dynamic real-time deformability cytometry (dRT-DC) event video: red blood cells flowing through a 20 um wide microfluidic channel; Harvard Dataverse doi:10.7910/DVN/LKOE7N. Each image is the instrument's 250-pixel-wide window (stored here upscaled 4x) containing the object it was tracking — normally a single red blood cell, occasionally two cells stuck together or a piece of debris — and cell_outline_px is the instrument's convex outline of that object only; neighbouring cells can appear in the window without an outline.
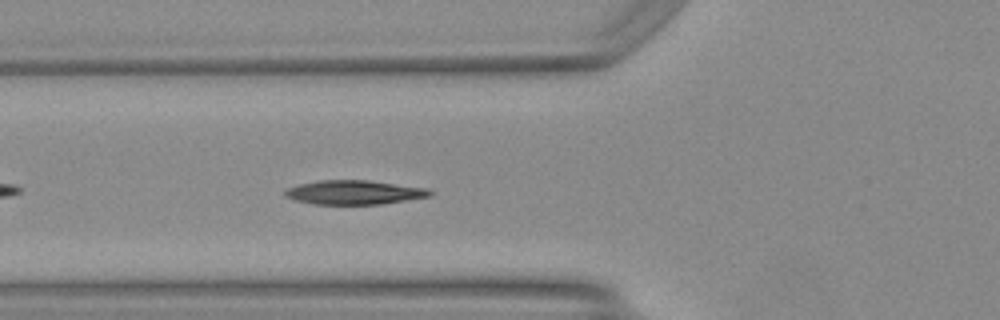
{"species": "Egyptian fruit bat (a non-hibernating species)", "species_latin": "Rousettus aegyptiacus", "temperature_condition": "warm", "stored_images_in_passage": 37, "camera_frame_rate_fps": 3000, "um_per_image_px": 0.085, "animal": {"sex": "female"}, "frame": {"image": 1, "passage_image": 6, "time_ms": 1.667, "image_size_px": [1000, 320], "cell_outline_px": [[432, 192], [428, 196], [380, 204], [312, 204], [296, 200], [284, 196], [284, 192], [288, 188], [300, 184], [316, 180], [368, 180], [428, 188]], "centroid_in_image_um": [30.06, 16.34], "position_along_channel_um": 95.7, "area_um2": 20.17}, "authors_computed_cell_mechanics": {"area_um2": 20.0566, "velocity_mm_per_s": 4.1722, "shape_relaxation_time_tau1_ms": 5.5281, "shape_relaxation_time_tau2_ms": 3.3759, "deformation_change_tau1": 0.2032, "deformation_change_tau2": 0.0852}}